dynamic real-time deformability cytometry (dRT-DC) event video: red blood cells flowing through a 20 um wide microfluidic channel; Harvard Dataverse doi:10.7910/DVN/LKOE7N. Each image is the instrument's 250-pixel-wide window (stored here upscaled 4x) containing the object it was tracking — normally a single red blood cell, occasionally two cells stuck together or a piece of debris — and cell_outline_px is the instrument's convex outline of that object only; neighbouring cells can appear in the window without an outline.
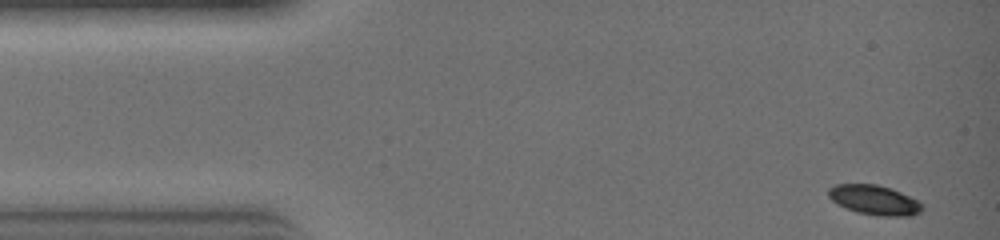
{"species": "common noctule bat (a hibernating species)", "species_latin": "Nyctalus noctula", "temperature_condition": "warm", "stored_images_in_passage": 8, "camera_frame_rate_fps": 3000, "um_per_image_px": 0.085, "animal": {"sex": "female", "body_mass_g": 19.0, "forearm_length_mm": 51.5}, "frame": {"image": 1, "passage_image": 1, "time_ms": 0.0, "image_size_px": [1000, 240], "cell_outline_px": [[924, 208], [920, 212], [912, 216], [876, 216], [856, 212], [836, 204], [828, 196], [828, 188], [836, 184], [876, 184], [900, 192], [916, 200]], "centroid_in_image_um": [74.28, 17.01], "position_along_channel_um": 10.7, "area_um2": 16.18}}